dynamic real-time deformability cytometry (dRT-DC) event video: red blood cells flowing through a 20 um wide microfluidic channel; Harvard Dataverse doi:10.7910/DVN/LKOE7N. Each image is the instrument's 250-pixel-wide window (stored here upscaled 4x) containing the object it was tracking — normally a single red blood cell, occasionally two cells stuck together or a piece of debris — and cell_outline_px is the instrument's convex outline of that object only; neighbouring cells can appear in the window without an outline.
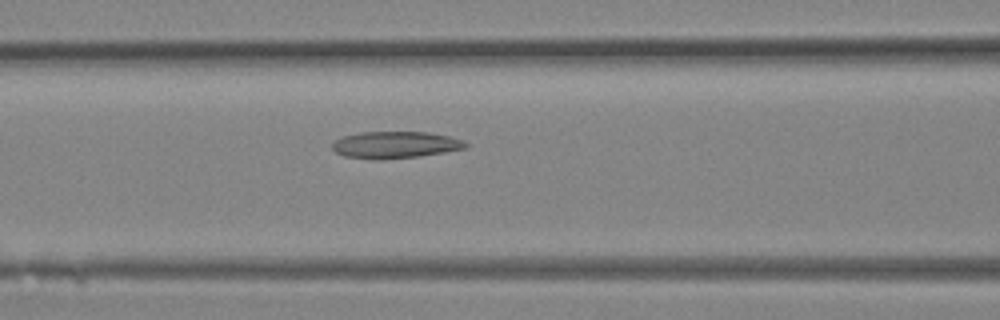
{"species": "Egyptian fruit bat (a non-hibernating species)", "species_latin": "Rousettus aegyptiacus", "temperature_condition": "room temperature", "stored_images_in_passage": 5, "camera_frame_rate_fps": 3000, "um_per_image_px": 0.085, "animal": {"sex": "female"}, "frame": {"image": 1, "passage_image": 4, "time_ms": 1.0, "image_size_px": [1000, 320], "cell_outline_px": [[468, 144], [464, 148], [444, 152], [420, 156], [380, 160], [372, 160], [344, 156], [336, 152], [332, 148], [332, 144], [336, 140], [344, 136], [360, 132], [428, 132], [448, 136], [464, 140]], "centroid_in_image_um": [33.58, 12.32], "position_along_channel_um": 133.0, "area_um2": 20.87}}